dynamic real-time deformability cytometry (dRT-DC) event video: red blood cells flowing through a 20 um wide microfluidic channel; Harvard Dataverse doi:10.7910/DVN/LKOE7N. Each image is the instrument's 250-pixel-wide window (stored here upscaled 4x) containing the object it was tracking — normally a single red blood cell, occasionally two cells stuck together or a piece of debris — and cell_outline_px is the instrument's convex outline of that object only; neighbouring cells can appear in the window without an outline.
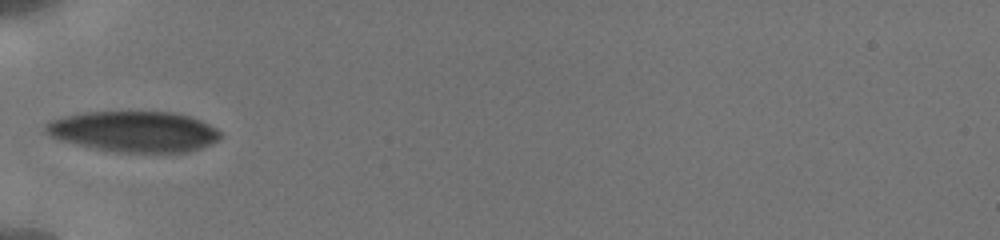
{"species": "human", "species_latin": "Homo sapiens", "temperature_condition": "cold", "stored_images_in_passage": 2, "camera_frame_rate_fps": 3000, "um_per_image_px": 0.085, "donor": {"sex": "male"}, "frame": {"image": 1, "passage_image": 1, "time_ms": 0.0, "image_size_px": [1000, 240], "cell_outline_px": [[224, 136], [212, 144], [188, 152], [116, 152], [88, 148], [52, 136], [44, 128], [44, 124], [52, 120], [64, 116], [84, 112], [176, 112], [200, 120], [216, 128]], "centroid_in_image_um": [11.43, 11.18], "position_along_channel_um": 73.6, "area_um2": 41.5}}